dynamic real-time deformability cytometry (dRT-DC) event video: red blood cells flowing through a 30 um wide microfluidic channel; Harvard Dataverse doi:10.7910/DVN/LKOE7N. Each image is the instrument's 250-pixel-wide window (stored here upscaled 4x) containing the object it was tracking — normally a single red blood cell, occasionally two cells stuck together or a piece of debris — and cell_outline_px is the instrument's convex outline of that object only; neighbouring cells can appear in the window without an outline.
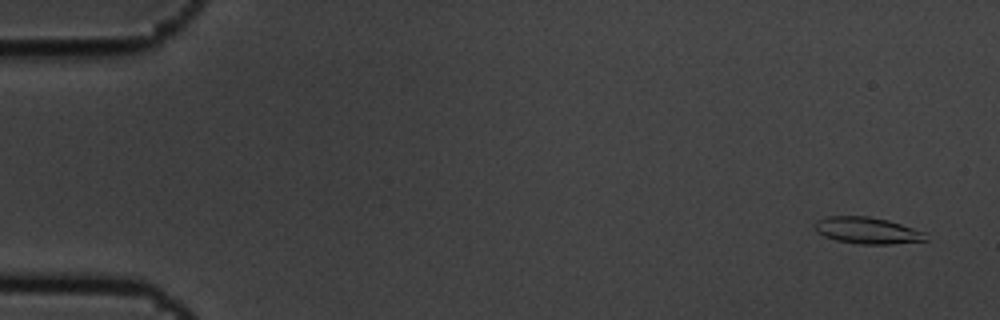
{"species": "common noctule bat (a hibernating species)", "species_latin": "Nyctalus noctula", "temperature_condition": "cold", "stored_images_in_passage": 5, "camera_frame_rate_fps": 3000, "um_per_image_px": 0.085, "animal": {"sex": "male", "body_mass_g": 19.5, "forearm_length_mm": 54.6}, "frame": {"image": 1, "passage_image": 1, "time_ms": 0.0, "image_size_px": [1000, 320], "cell_outline_px": [[928, 240], [892, 244], [860, 244], [836, 240], [824, 236], [812, 224], [816, 220], [828, 216], [868, 216], [888, 220], [928, 232]], "centroid_in_image_um": [73.77, 19.59], "position_along_channel_um": 11.2, "area_um2": 17.34}}
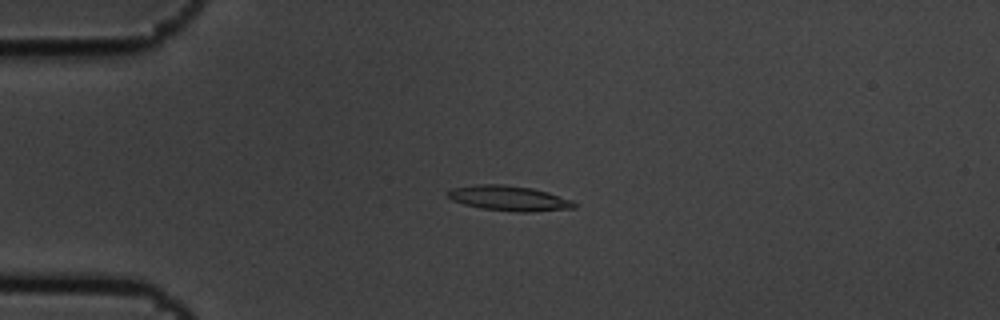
{"frame": {"image": 2, "passage_image": 4, "time_ms": 1.0, "image_size_px": [1000, 320], "cell_outline_px": [[576, 208], [532, 212], [516, 212], [480, 208], [464, 204], [452, 200], [448, 196], [448, 192], [452, 188], [476, 184], [504, 184], [532, 188], [548, 192], [572, 200], [576, 204]], "centroid_in_image_um": [43.29, 16.85], "position_along_channel_um": 41.7, "area_um2": 18.55}}